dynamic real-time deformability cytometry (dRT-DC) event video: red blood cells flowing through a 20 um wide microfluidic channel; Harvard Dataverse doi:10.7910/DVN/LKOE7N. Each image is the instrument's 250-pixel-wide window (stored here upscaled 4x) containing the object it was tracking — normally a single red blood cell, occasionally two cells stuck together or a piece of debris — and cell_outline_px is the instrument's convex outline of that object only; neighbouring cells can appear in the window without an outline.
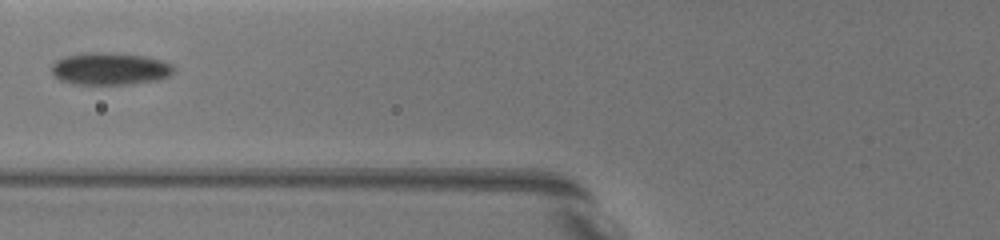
{"species": "common noctule bat (a hibernating species)", "species_latin": "Nyctalus noctula", "temperature_condition": "warm", "stored_images_in_passage": 8, "camera_frame_rate_fps": 3000, "um_per_image_px": 0.085, "animal": {"sex": "female", "body_mass_g": 19.5, "forearm_length_mm": 54.1}, "frame": {"image": 1, "passage_image": 3, "time_ms": 1.333, "image_size_px": [1000, 240], "cell_outline_px": [[172, 72], [168, 76], [156, 80], [132, 84], [72, 84], [60, 80], [52, 72], [52, 64], [56, 60], [68, 56], [88, 52], [120, 52], [144, 56], [160, 60], [172, 64]], "centroid_in_image_um": [9.33, 5.83], "position_along_channel_um": 116.5, "area_um2": 22.95}}
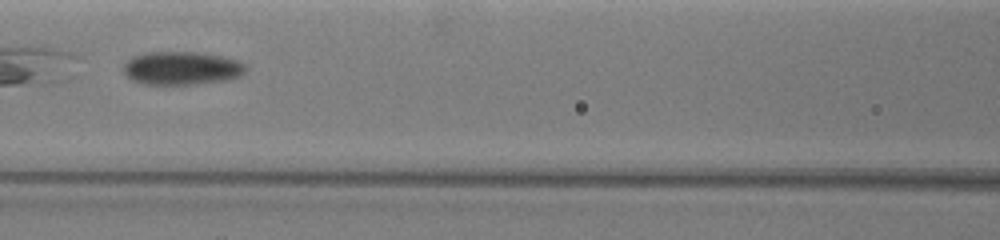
{"frame": {"image": 2, "passage_image": 5, "time_ms": 2.333, "image_size_px": [1000, 240], "cell_outline_px": [[244, 72], [236, 76], [224, 80], [196, 84], [144, 84], [132, 80], [124, 72], [124, 64], [132, 56], [144, 52], [196, 52], [220, 56], [236, 60], [244, 68]], "centroid_in_image_um": [15.35, 5.79], "position_along_channel_um": 151.3, "area_um2": 23.24}}
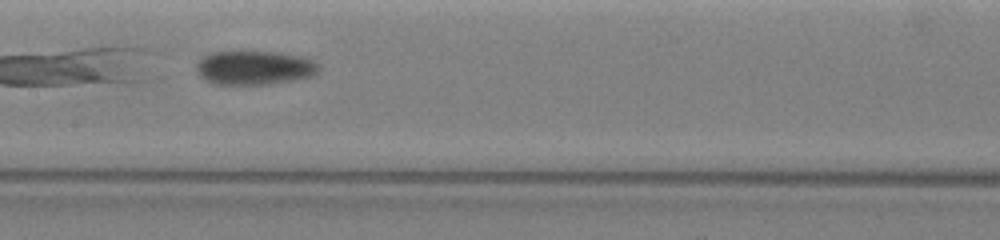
{"frame": {"image": 3, "passage_image": 7, "time_ms": 3.333, "image_size_px": [1000, 240], "cell_outline_px": [[320, 68], [312, 76], [292, 80], [268, 84], [212, 84], [200, 76], [196, 68], [196, 64], [204, 56], [212, 52], [280, 52], [300, 56], [312, 60], [320, 64]], "centroid_in_image_um": [21.63, 5.76], "position_along_channel_um": 185.8, "area_um2": 24.1}}